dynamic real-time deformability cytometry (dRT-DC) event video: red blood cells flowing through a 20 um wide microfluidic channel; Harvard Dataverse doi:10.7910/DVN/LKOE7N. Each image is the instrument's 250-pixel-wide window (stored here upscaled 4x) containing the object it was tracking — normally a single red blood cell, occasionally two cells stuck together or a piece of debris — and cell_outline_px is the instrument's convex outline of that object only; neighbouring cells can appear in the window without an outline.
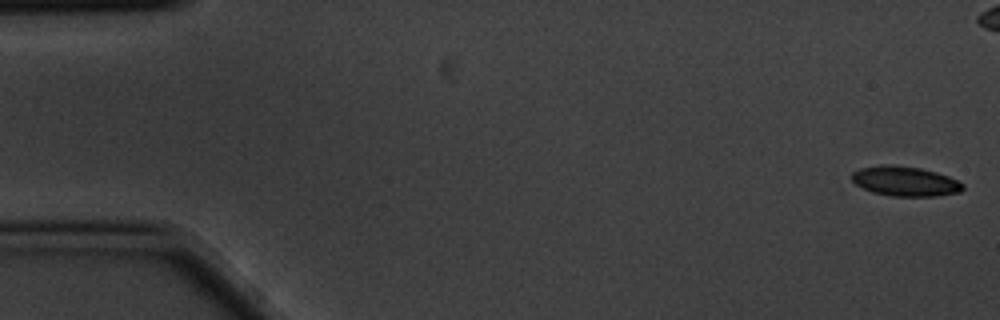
{"species": "common noctule bat (a hibernating species)", "species_latin": "Nyctalus noctula", "temperature_condition": "cold", "stored_images_in_passage": 15, "camera_frame_rate_fps": 3000, "um_per_image_px": 0.085, "animal": {"sex": "male", "body_mass_g": 20.1, "forearm_length_mm": 53.5}, "frame": {"image": 1, "passage_image": 1, "time_ms": 0.0, "image_size_px": [1000, 320], "cell_outline_px": [[964, 188], [960, 192], [936, 196], [892, 196], [872, 192], [856, 184], [852, 180], [852, 172], [860, 168], [880, 164], [888, 164], [920, 168], [936, 172], [948, 176], [964, 184]], "centroid_in_image_um": [76.93, 15.4], "position_along_channel_um": 8.1, "area_um2": 19.25}}